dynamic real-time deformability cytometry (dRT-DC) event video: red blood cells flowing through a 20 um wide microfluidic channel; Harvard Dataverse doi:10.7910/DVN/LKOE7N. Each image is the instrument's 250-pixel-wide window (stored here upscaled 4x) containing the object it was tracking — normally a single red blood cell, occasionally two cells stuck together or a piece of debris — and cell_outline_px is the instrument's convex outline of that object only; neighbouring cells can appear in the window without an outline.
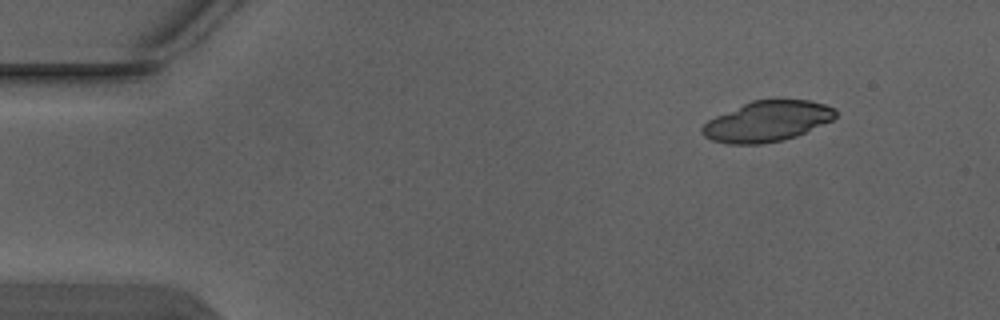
{"species": "Egyptian fruit bat (a non-hibernating species)", "species_latin": "Rousettus aegyptiacus", "temperature_condition": "warm", "stored_images_in_passage": 4, "camera_frame_rate_fps": 3000, "um_per_image_px": 0.085, "animal": {"sex": "male"}, "frame": {"image": 1, "passage_image": 1, "time_ms": 0.0, "image_size_px": [1000, 320], "cell_outline_px": [[836, 116], [832, 120], [796, 136], [784, 140], [760, 144], [728, 144], [712, 140], [704, 136], [700, 132], [700, 128], [708, 120], [716, 116], [752, 100], [808, 100], [824, 104], [836, 108]], "centroid_in_image_um": [65.2, 10.32], "position_along_channel_um": 19.8, "area_um2": 31.33}}